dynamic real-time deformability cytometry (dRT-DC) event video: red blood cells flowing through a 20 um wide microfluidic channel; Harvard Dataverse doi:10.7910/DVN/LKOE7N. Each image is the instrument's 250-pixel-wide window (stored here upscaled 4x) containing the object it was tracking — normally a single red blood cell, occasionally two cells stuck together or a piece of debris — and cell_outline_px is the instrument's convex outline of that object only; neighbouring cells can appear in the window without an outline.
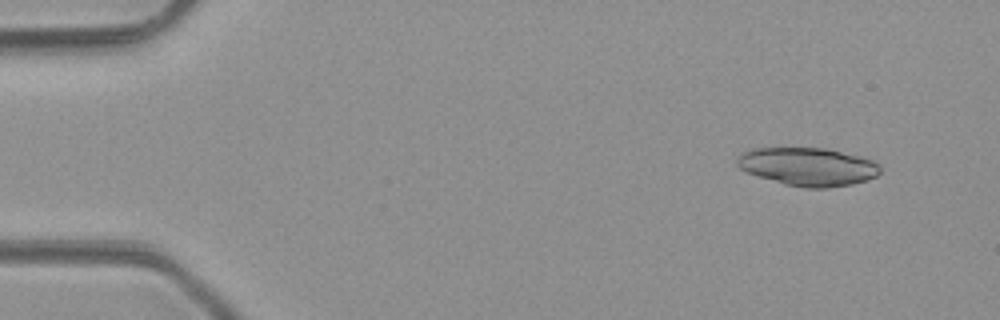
{"species": "common noctule bat (a hibernating species)", "species_latin": "Nyctalus noctula", "temperature_condition": "room temperature", "stored_images_in_passage": 4, "camera_frame_rate_fps": 3000, "um_per_image_px": 0.085, "animal": {"sex": "male", "body_mass_g": 23.1, "forearm_length_mm": 52.7}, "frame": {"image": 1, "passage_image": 1, "time_ms": 0.0, "image_size_px": [1000, 320], "cell_outline_px": [[880, 172], [876, 176], [852, 184], [828, 188], [804, 188], [784, 184], [748, 172], [740, 168], [736, 164], [736, 156], [752, 148], [824, 148], [860, 156], [872, 160], [880, 168]], "centroid_in_image_um": [68.65, 14.16], "position_along_channel_um": 16.3, "area_um2": 31.62}}